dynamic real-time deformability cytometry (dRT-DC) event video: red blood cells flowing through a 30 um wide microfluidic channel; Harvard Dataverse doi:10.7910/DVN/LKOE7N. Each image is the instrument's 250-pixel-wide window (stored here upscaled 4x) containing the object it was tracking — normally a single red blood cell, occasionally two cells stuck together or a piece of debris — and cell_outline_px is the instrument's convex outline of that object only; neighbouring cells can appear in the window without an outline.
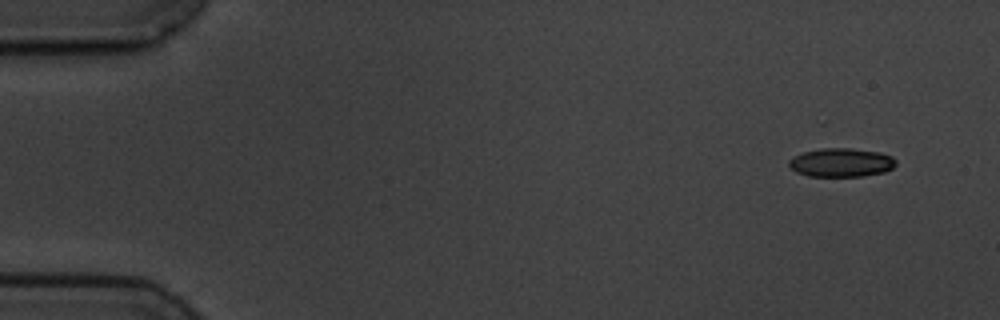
{"species": "common noctule bat (a hibernating species)", "species_latin": "Nyctalus noctula", "temperature_condition": "cold", "stored_images_in_passage": 5, "segment_of_instrument_passage": [2, 2], "camera_frame_rate_fps": 3000, "um_per_image_px": 0.085, "animal": {"sex": "male", "body_mass_g": 19.5, "forearm_length_mm": 54.6}, "frame": {"image": 1, "passage_image": 5, "time_ms": 5.667, "image_size_px": [1000, 320], "cell_outline_px": [[896, 164], [892, 168], [884, 172], [864, 176], [808, 176], [796, 172], [788, 164], [788, 160], [792, 156], [804, 152], [820, 148], [852, 148], [880, 152], [892, 156], [896, 160]], "centroid_in_image_um": [71.5, 13.81], "position_along_channel_um": 13.5, "area_um2": 18.03}}